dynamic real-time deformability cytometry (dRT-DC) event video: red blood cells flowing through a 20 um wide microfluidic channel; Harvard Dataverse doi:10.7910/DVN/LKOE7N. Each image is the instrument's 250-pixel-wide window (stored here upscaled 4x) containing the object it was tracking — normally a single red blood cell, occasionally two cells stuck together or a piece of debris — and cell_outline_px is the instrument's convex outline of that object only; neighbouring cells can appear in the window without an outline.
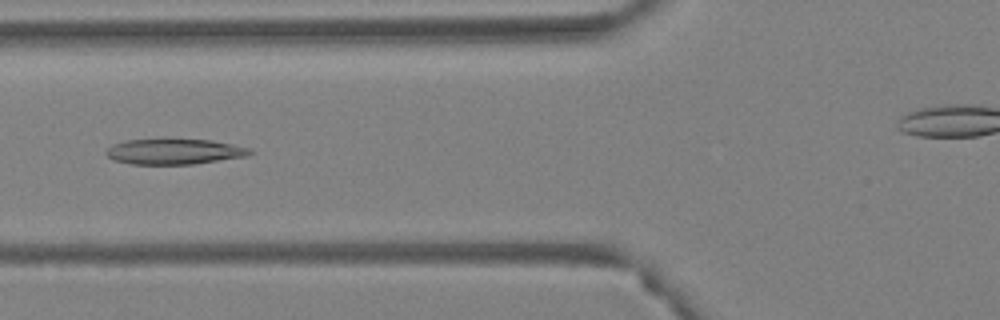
{"species": "Egyptian fruit bat (a non-hibernating species)", "species_latin": "Rousettus aegyptiacus", "temperature_condition": "warm", "stored_images_in_passage": 49, "camera_frame_rate_fps": 3000, "um_per_image_px": 0.085, "animal": {"sex": "female"}, "frame": {"image": 1, "passage_image": 21, "time_ms": 6.667, "image_size_px": [1000, 320], "cell_outline_px": [[252, 152], [248, 156], [196, 164], [132, 164], [112, 160], [104, 152], [112, 144], [124, 140], [212, 140], [252, 148]], "centroid_in_image_um": [14.82, 12.89], "position_along_channel_um": 111.0, "area_um2": 21.33}}
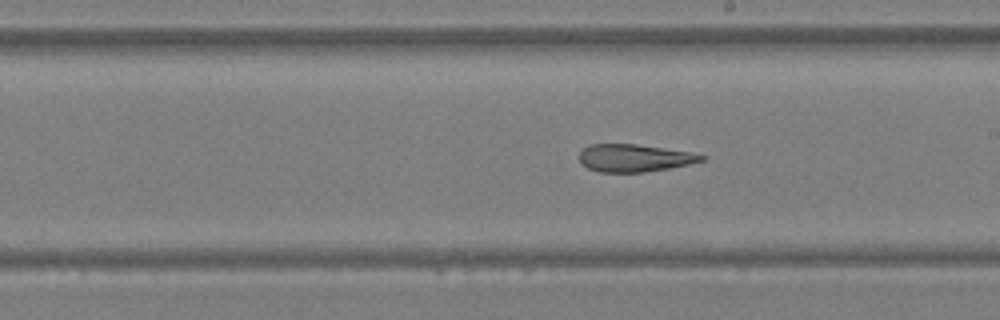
{"frame": {"image": 2, "passage_image": 31, "time_ms": 10.0, "image_size_px": [1000, 320], "cell_outline_px": [[708, 156], [704, 160], [688, 164], [668, 168], [644, 172], [600, 172], [588, 168], [580, 164], [580, 152], [584, 148], [592, 144], [636, 144], [692, 152]], "centroid_in_image_um": [53.93, 13.43], "position_along_channel_um": 235.1, "area_um2": 19.54}}
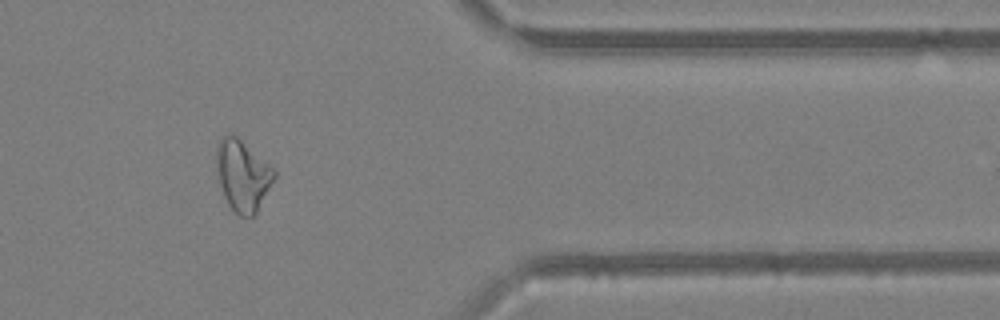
{"frame": {"image": 3, "passage_image": 45, "time_ms": 14.667, "image_size_px": [1000, 320], "cell_outline_px": [[276, 176], [256, 212], [252, 216], [240, 216], [228, 204], [224, 196], [220, 184], [216, 168], [216, 148], [220, 140], [228, 132], [232, 132], [268, 164], [276, 172]], "centroid_in_image_um": [20.6, 14.89], "position_along_channel_um": 390.8, "area_um2": 23.47}, "authors_computed_cell_mechanics": {"area_um2": 23.4668, "velocity_mm_per_s": 3.7277, "shape_relaxation_time_tau1_ms": null, "shape_relaxation_time_tau2_ms": 7.6599, "deformation_change_tau1": null, "deformation_change_tau2": 0.1987}}